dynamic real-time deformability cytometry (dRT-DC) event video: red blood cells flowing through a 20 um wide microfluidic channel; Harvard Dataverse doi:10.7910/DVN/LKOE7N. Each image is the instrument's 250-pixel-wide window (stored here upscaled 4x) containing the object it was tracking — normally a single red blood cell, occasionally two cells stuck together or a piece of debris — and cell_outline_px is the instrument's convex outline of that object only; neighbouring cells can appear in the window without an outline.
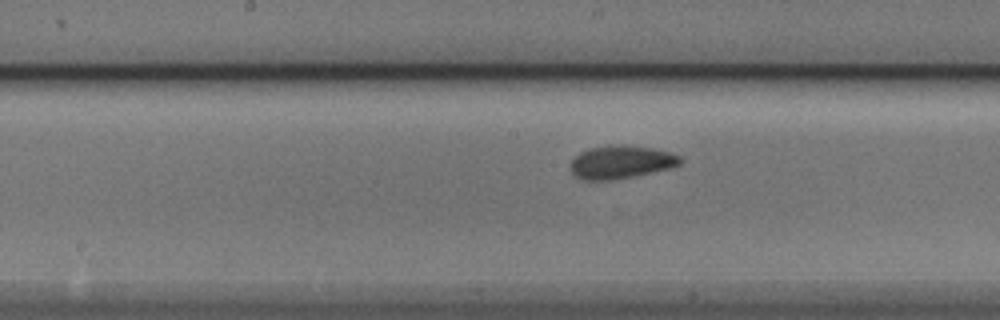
{"species": "Egyptian fruit bat (a non-hibernating species)", "species_latin": "Rousettus aegyptiacus", "temperature_condition": "cold", "stored_images_in_passage": 7, "segment_of_instrument_passage": [2, 2], "camera_frame_rate_fps": 3000, "um_per_image_px": 0.085, "animal": {"sex": "male"}, "frame": {"image": 1, "passage_image": 7, "time_ms": 7.0, "image_size_px": [1000, 320], "cell_outline_px": [[684, 160], [680, 164], [672, 168], [636, 176], [612, 180], [584, 180], [576, 176], [568, 168], [568, 164], [580, 152], [588, 148], [620, 144], [652, 148], [668, 152], [680, 156]], "centroid_in_image_um": [52.78, 13.78], "position_along_channel_um": 195.4, "area_um2": 21.39}}